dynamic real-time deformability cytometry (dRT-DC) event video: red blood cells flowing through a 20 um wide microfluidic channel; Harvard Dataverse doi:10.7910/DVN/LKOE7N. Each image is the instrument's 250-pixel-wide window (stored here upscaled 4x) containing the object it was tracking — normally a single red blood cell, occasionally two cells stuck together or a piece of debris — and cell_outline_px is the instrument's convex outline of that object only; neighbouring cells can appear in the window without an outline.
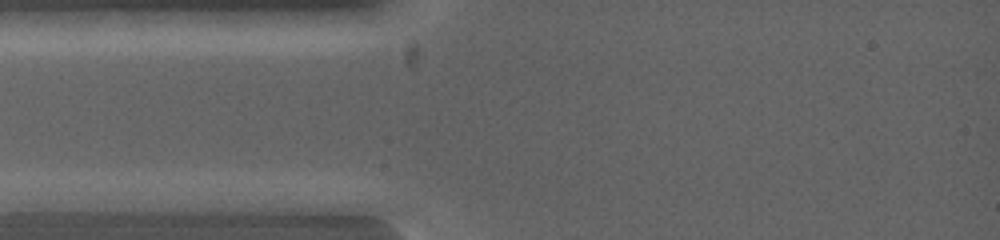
{"species": "common noctule bat (a hibernating species)", "species_latin": "Nyctalus noctula", "temperature_condition": "warm", "stored_images_in_passage": 4, "camera_frame_rate_fps": 5000, "um_per_image_px": 0.085, "animal": {"sex": "female", "body_mass_g": 19.0, "forearm_length_mm": 53.3}, "frame": {"image": 1, "passage_image": 1, "time_ms": 0.0, "image_size_px": [1000, 240], "cell_outline_px": [[128, 200], [16, 212], [16, 200], [40, 192], [120, 192]], "centroid_in_image_um": [5.55, 16.99], "position_along_channel_um": 79.4, "area_um2": 10.4}}